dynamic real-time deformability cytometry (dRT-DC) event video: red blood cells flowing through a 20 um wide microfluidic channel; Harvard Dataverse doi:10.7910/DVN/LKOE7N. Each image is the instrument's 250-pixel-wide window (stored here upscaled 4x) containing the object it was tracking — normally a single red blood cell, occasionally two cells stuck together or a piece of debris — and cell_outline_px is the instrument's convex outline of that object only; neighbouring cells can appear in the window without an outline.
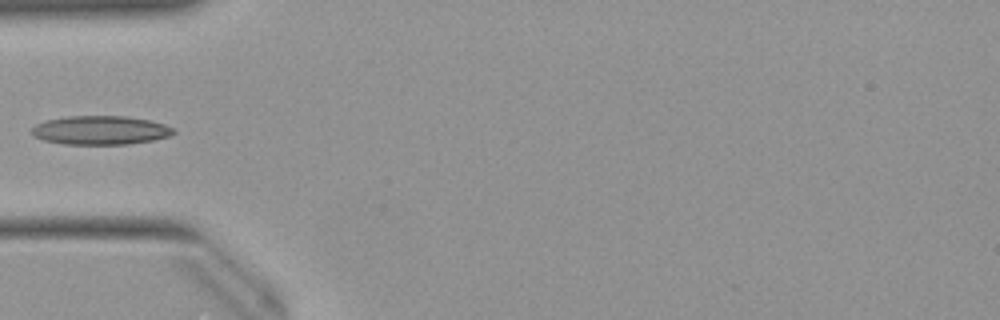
{"species": "Egyptian fruit bat (a non-hibernating species)", "species_latin": "Rousettus aegyptiacus", "temperature_condition": "warm", "stored_images_in_passage": 35, "camera_frame_rate_fps": 3000, "um_per_image_px": 0.085, "animal": {"sex": "female"}, "frame": {"image": 1, "passage_image": 1, "time_ms": 0.0, "image_size_px": [1000, 320], "cell_outline_px": [[176, 132], [168, 136], [152, 140], [128, 144], [64, 144], [44, 140], [32, 136], [32, 128], [36, 124], [44, 120], [68, 116], [124, 116], [148, 120], [164, 124], [172, 128]], "centroid_in_image_um": [8.49, 11.07], "position_along_channel_um": 76.5, "area_um2": 23.7}}
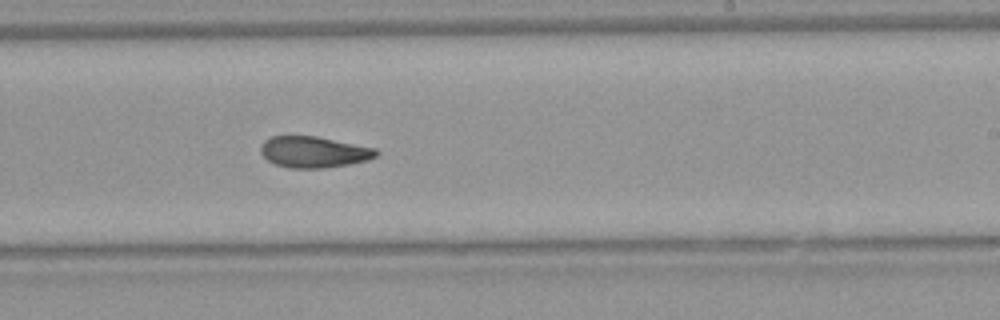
{"frame": {"image": 2, "passage_image": 15, "time_ms": 4.667, "image_size_px": [1000, 320], "cell_outline_px": [[380, 152], [376, 156], [368, 160], [348, 164], [324, 168], [288, 168], [272, 164], [260, 152], [260, 148], [264, 140], [272, 136], [316, 136], [376, 148]], "centroid_in_image_um": [26.66, 12.92], "position_along_channel_um": 262.3, "area_um2": 21.1}}
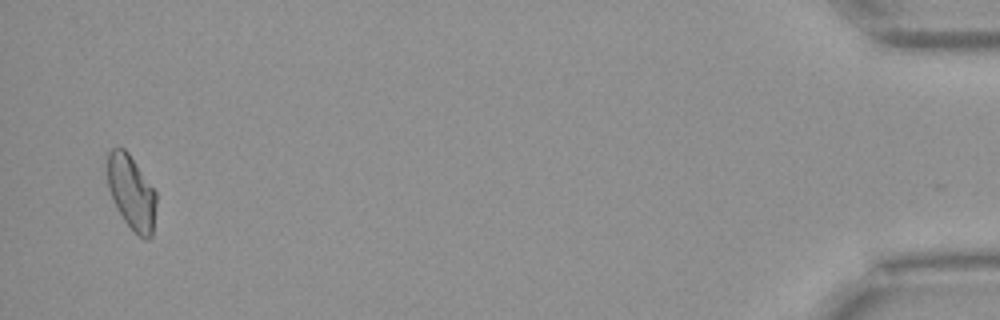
{"frame": {"image": 3, "passage_image": 34, "time_ms": 11.0, "image_size_px": [1000, 320], "cell_outline_px": [[156, 204], [152, 236], [148, 240], [144, 240], [124, 220], [112, 200], [108, 188], [108, 152], [112, 148], [124, 148], [128, 152], [156, 192]], "centroid_in_image_um": [11.18, 16.36], "position_along_channel_um": 424.0, "area_um2": 20.92}}